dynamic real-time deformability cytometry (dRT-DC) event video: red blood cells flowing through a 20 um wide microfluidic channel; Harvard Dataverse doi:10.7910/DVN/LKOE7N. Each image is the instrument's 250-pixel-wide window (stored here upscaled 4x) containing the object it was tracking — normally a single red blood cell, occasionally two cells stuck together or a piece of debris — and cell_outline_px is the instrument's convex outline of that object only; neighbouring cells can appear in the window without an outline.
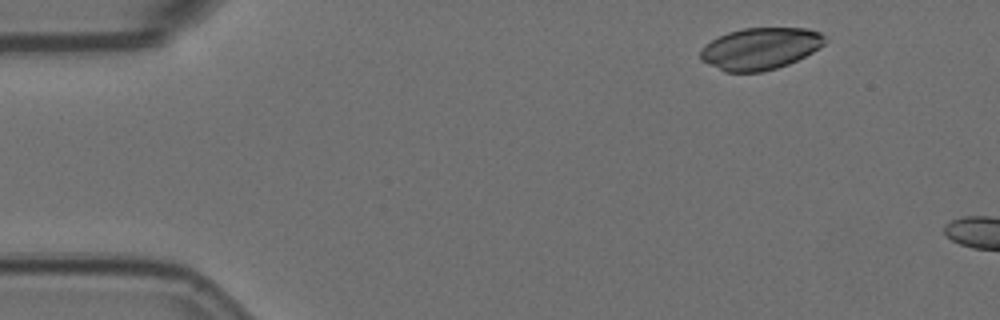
{"species": "Egyptian fruit bat (a non-hibernating species)", "species_latin": "Rousettus aegyptiacus", "temperature_condition": "room temperature", "stored_images_in_passage": 4, "segment_of_instrument_passage": [2, 2], "camera_frame_rate_fps": 3000, "um_per_image_px": 0.085, "animal": {"sex": "female"}, "frame": {"image": 1, "passage_image": 4, "time_ms": 1.0, "image_size_px": [1000, 320], "cell_outline_px": [[828, 40], [820, 48], [788, 64], [776, 68], [760, 72], [724, 72], [700, 60], [700, 52], [712, 40], [728, 32], [744, 28], [808, 28], [820, 32]], "centroid_in_image_um": [64.65, 4.13], "position_along_channel_um": 20.4, "area_um2": 30.23}}